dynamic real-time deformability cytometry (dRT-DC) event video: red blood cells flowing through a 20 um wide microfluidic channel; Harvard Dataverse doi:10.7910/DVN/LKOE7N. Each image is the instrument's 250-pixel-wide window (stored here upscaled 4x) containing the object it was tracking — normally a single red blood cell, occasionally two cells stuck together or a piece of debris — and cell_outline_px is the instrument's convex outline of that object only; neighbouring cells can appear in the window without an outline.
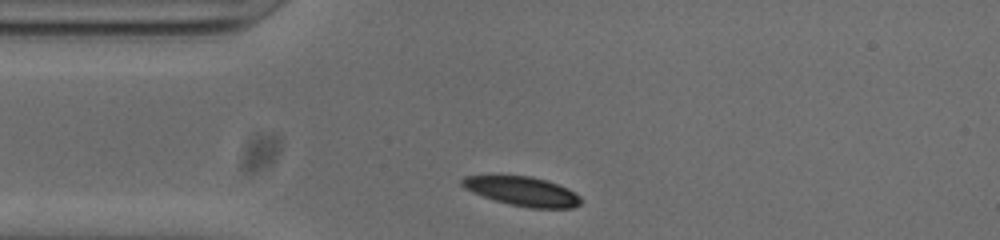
{"species": "common noctule bat (a hibernating species)", "species_latin": "Nyctalus noctula", "temperature_condition": "cold", "stored_images_in_passage": 32, "camera_frame_rate_fps": 3000, "um_per_image_px": 0.085, "animal": {"sex": "male", "body_mass_g": 20.0, "forearm_length_mm": 53.3}, "frame": {"image": 1, "passage_image": 2, "time_ms": 0.333, "image_size_px": [1000, 240], "cell_outline_px": [[584, 200], [580, 204], [572, 208], [528, 208], [508, 204], [472, 192], [464, 188], [460, 184], [460, 180], [464, 176], [532, 176], [548, 180], [568, 188], [580, 196]], "centroid_in_image_um": [44.44, 16.26], "position_along_channel_um": 40.6, "area_um2": 20.35}}
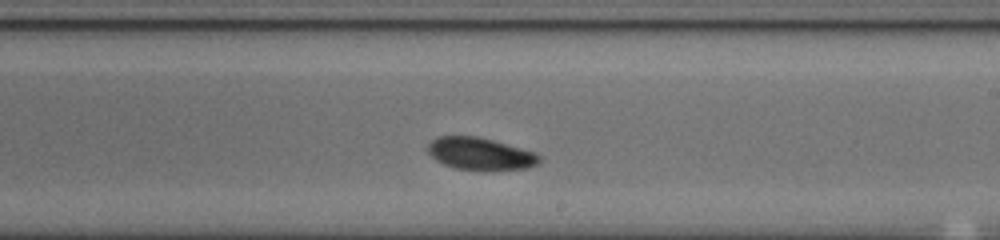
{"frame": {"image": 2, "passage_image": 20, "time_ms": 6.333, "image_size_px": [1000, 240], "cell_outline_px": [[540, 164], [528, 168], [484, 172], [456, 168], [444, 164], [436, 160], [428, 152], [428, 144], [436, 136], [476, 136], [492, 140], [536, 152], [540, 156]], "centroid_in_image_um": [40.86, 13.1], "position_along_channel_um": 248.1, "area_um2": 21.39}}
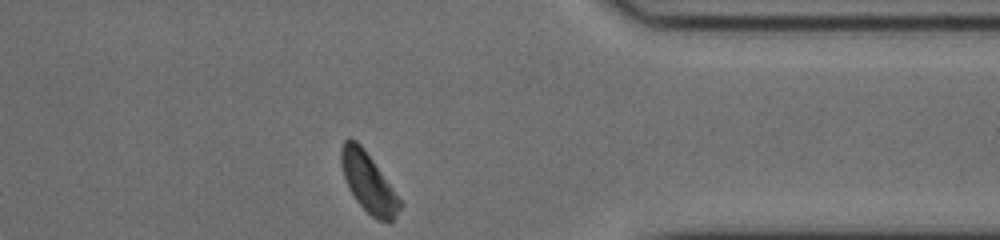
{"frame": {"image": 3, "passage_image": 32, "time_ms": 10.333, "image_size_px": [1000, 240], "cell_outline_px": [[404, 204], [392, 220], [388, 224], [376, 220], [356, 200], [348, 188], [344, 176], [340, 160], [340, 148], [344, 140], [356, 140], [360, 144], [372, 160]], "centroid_in_image_um": [31.32, 15.56], "position_along_channel_um": 380.1, "area_um2": 20.06}, "authors_computed_cell_mechanics": {"area_um2": 21.0392, "velocity_mm_per_s": 3.7367, "shape_relaxation_time_tau1_ms": 5.6959, "shape_relaxation_time_tau2_ms": null, "deformation_change_tau1": 0.1643, "deformation_change_tau2": null}}